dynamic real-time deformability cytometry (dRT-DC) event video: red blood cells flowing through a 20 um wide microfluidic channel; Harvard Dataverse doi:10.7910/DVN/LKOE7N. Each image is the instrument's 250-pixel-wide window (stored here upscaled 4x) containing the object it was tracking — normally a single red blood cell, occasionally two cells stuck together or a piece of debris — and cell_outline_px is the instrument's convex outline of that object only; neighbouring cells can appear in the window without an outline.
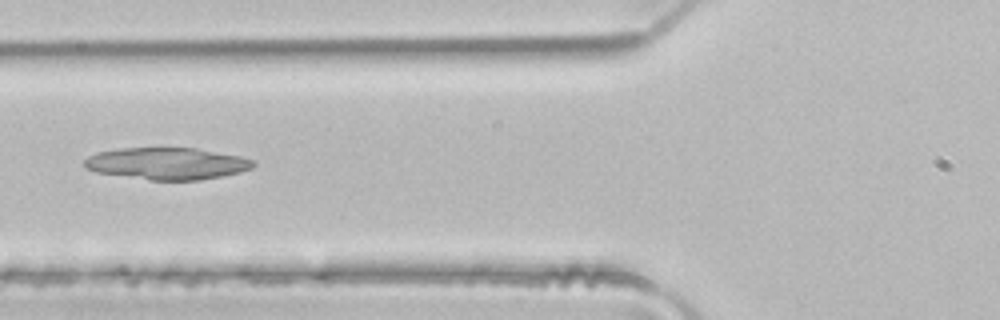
{"species": "common noctule bat (a hibernating species)", "species_latin": "Nyctalus noctula", "temperature_condition": "room temperature", "stored_images_in_passage": 3, "camera_frame_rate_fps": 3000, "um_per_image_px": 0.085, "animal": {"sex": "male", "body_mass_g": 21.5, "forearm_length_mm": 52.0}, "frame": {"image": 1, "passage_image": 3, "time_ms": 0.667, "image_size_px": [1000, 320], "cell_outline_px": [[256, 164], [252, 168], [240, 172], [224, 176], [200, 180], [152, 180], [96, 172], [84, 168], [84, 160], [88, 156], [96, 152], [120, 148], [196, 148], [240, 156], [256, 160]], "centroid_in_image_um": [14.21, 13.9], "position_along_channel_um": 111.6, "area_um2": 31.56}}